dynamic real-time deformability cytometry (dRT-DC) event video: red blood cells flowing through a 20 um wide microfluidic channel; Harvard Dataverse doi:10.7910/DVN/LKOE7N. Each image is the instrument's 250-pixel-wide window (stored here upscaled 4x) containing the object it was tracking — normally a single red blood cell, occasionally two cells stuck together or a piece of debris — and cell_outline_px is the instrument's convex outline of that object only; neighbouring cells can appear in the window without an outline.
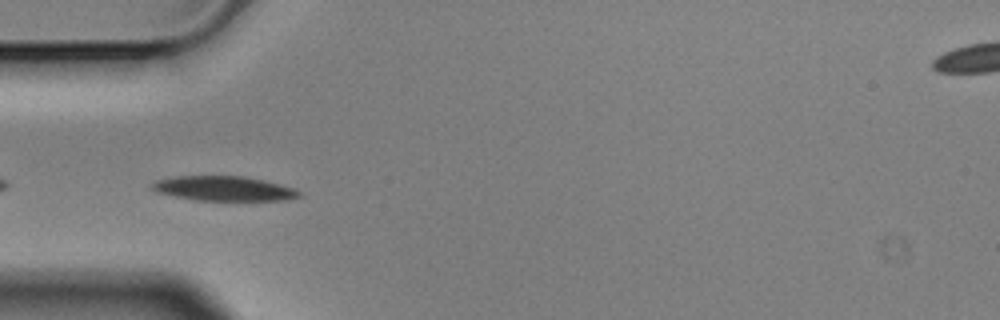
{"species": "Egyptian fruit bat (a non-hibernating species)", "species_latin": "Rousettus aegyptiacus", "temperature_condition": "cold", "stored_images_in_passage": 10, "segment_of_instrument_passage": [2, 2], "camera_frame_rate_fps": 3000, "um_per_image_px": 0.085, "animal": {"sex": "male"}, "frame": {"image": 1, "passage_image": 5, "time_ms": 1.333, "image_size_px": [1000, 320], "cell_outline_px": [[300, 196], [288, 200], [196, 200], [156, 192], [148, 184], [156, 180], [176, 176], [244, 176], [280, 184], [292, 188], [300, 192]], "centroid_in_image_um": [18.98, 16.02], "position_along_channel_um": 66.0, "area_um2": 20.98}}
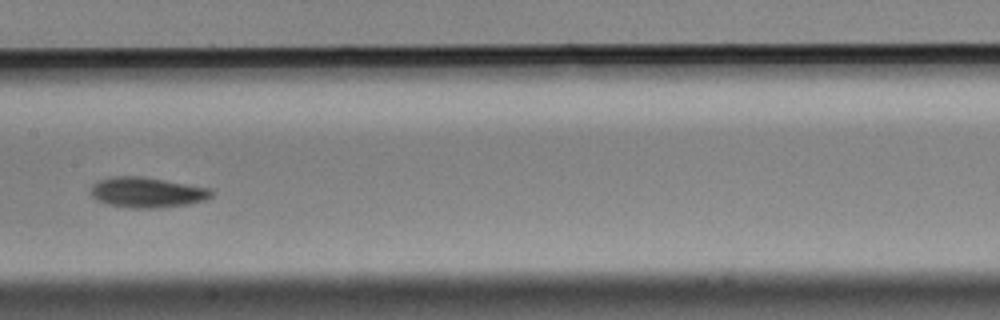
{"frame": {"image": 2, "passage_image": 8, "time_ms": 2.333, "image_size_px": [1000, 320], "cell_outline_px": [[212, 196], [204, 200], [188, 204], [160, 208], [128, 208], [108, 204], [96, 200], [92, 196], [92, 188], [100, 180], [112, 176], [140, 176], [164, 180], [208, 188], [212, 192]], "centroid_in_image_um": [12.49, 16.36], "position_along_channel_um": 194.9, "area_um2": 21.04}}
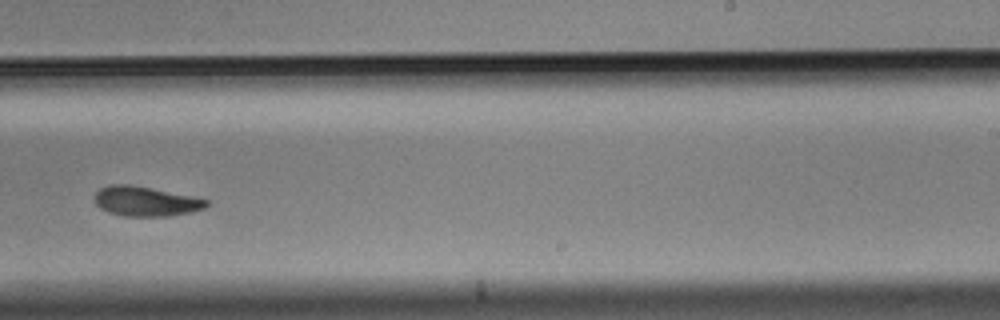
{"frame": {"image": 3, "passage_image": 10, "time_ms": 3.0, "image_size_px": [1000, 320], "cell_outline_px": [[208, 204], [204, 208], [192, 212], [168, 216], [124, 216], [108, 212], [100, 208], [96, 204], [92, 196], [100, 188], [108, 184], [128, 184], [192, 196], [208, 200]], "centroid_in_image_um": [12.33, 17.11], "position_along_channel_um": 276.7, "area_um2": 19.36}}